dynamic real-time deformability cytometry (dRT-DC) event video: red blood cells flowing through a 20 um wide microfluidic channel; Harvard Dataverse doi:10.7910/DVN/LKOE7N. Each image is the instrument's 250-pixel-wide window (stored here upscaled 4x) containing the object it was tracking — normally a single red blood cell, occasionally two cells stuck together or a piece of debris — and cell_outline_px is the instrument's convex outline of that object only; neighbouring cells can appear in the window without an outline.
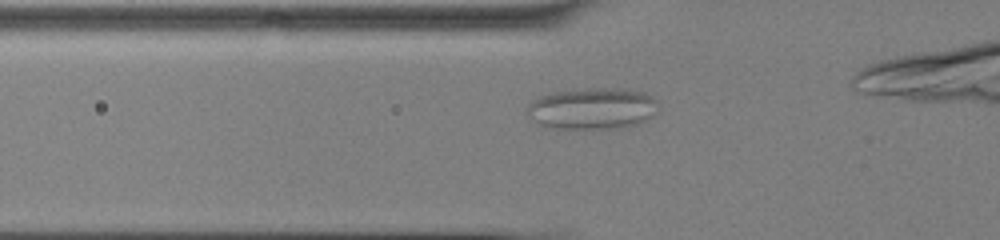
{"species": "common noctule bat (a hibernating species)", "species_latin": "Nyctalus noctula", "temperature_condition": "cold", "stored_images_in_passage": 34, "camera_frame_rate_fps": 3000, "um_per_image_px": 0.085, "animal": {"sex": "male", "body_mass_g": 13.0, "forearm_length_mm": 53.1}, "frame": {"image": 1, "passage_image": 6, "time_ms": 1.667, "image_size_px": [1000, 240], "cell_outline_px": [[660, 112], [636, 124], [620, 128], [552, 128], [536, 124], [528, 116], [528, 104], [532, 100], [540, 96], [552, 92], [588, 88], [628, 88], [644, 92], [652, 96], [656, 100], [660, 108]], "centroid_in_image_um": [50.38, 9.21], "position_along_channel_um": 75.4, "area_um2": 32.14}}
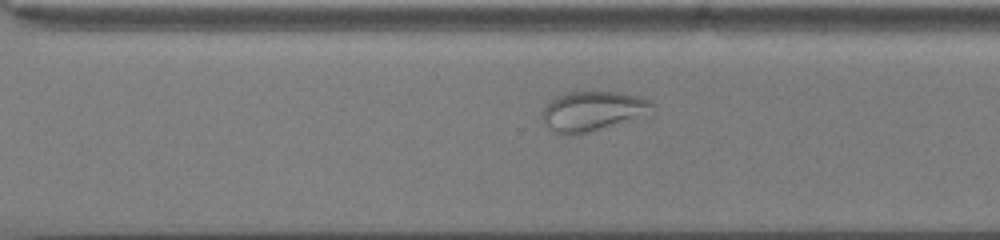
{"frame": {"image": 2, "passage_image": 25, "time_ms": 8.0, "image_size_px": [1000, 240], "cell_outline_px": [[652, 104], [636, 116], [584, 132], [556, 132], [544, 120], [544, 108], [552, 100], [568, 92], [620, 92], [640, 96], [652, 100]], "centroid_in_image_um": [50.33, 9.36], "position_along_channel_um": 320.3, "area_um2": 23.18}}
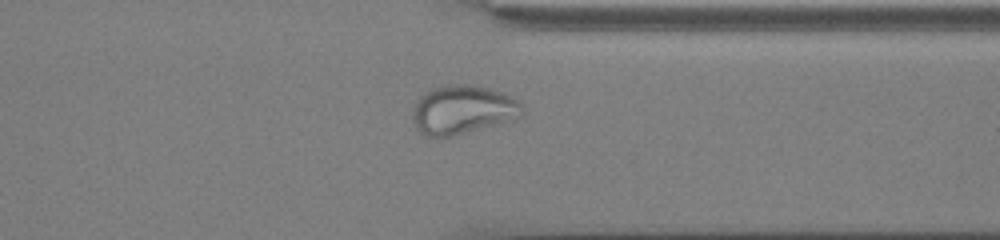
{"frame": {"image": 3, "passage_image": 29, "time_ms": 9.333, "image_size_px": [1000, 240], "cell_outline_px": [[524, 112], [520, 116], [496, 124], [452, 136], [436, 140], [424, 136], [416, 128], [412, 120], [412, 108], [420, 96], [424, 92], [448, 84], [468, 84], [488, 88], [504, 92], [516, 100], [524, 108]], "centroid_in_image_um": [39.26, 9.35], "position_along_channel_um": 372.1, "area_um2": 31.39}}